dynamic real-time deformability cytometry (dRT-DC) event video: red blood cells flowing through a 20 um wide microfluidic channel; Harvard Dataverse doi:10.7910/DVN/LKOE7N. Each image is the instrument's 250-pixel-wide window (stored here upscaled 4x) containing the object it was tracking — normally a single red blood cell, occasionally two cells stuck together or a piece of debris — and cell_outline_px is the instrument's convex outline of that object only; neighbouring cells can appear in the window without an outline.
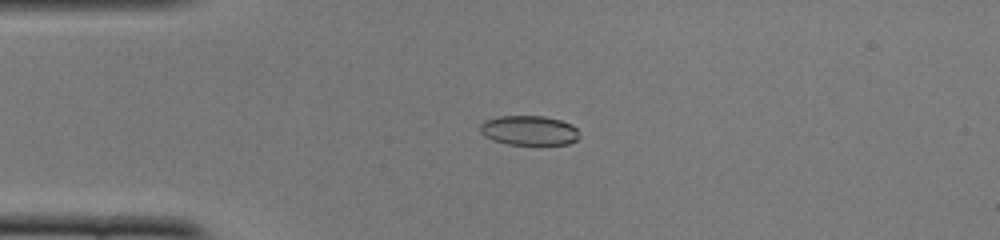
{"species": "common noctule bat (a hibernating species)", "species_latin": "Nyctalus noctula", "temperature_condition": "cold", "stored_images_in_passage": 36, "camera_frame_rate_fps": 3000, "um_per_image_px": 0.085, "animal": {"sex": "female", "body_mass_g": 22.0, "forearm_length_mm": 56.7}, "frame": {"image": 1, "passage_image": 3, "time_ms": 0.667, "image_size_px": [1000, 240], "cell_outline_px": [[576, 140], [568, 144], [508, 144], [492, 140], [484, 136], [480, 132], [480, 124], [484, 120], [500, 116], [544, 116], [560, 120], [572, 124], [576, 128]], "centroid_in_image_um": [44.91, 11.08], "position_along_channel_um": 40.1, "area_um2": 16.99}}
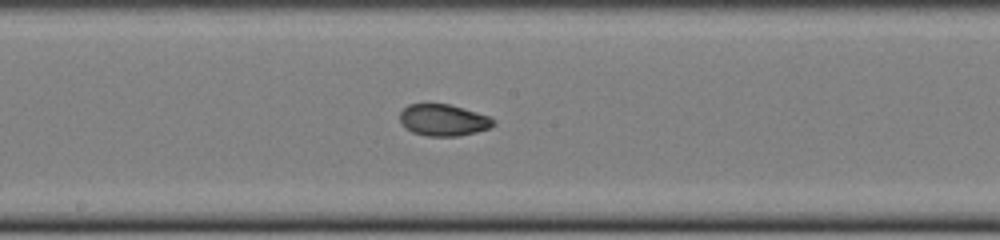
{"frame": {"image": 2, "passage_image": 18, "time_ms": 5.667, "image_size_px": [1000, 240], "cell_outline_px": [[496, 124], [492, 128], [460, 136], [428, 136], [412, 132], [404, 128], [400, 120], [400, 112], [408, 104], [448, 104], [476, 112], [488, 116], [496, 120]], "centroid_in_image_um": [37.7, 10.22], "position_along_channel_um": 210.5, "area_um2": 17.34}}
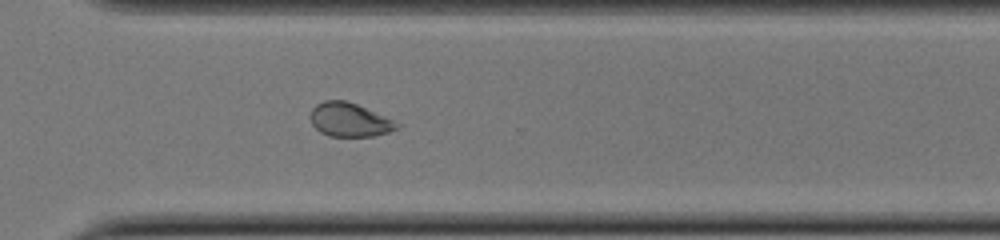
{"frame": {"image": 3, "passage_image": 28, "time_ms": 9.0, "image_size_px": [1000, 240], "cell_outline_px": [[400, 128], [376, 136], [328, 136], [320, 132], [312, 124], [312, 108], [316, 104], [324, 100], [344, 100], [356, 104], [384, 116], [400, 124]], "centroid_in_image_um": [29.71, 10.19], "position_along_channel_um": 340.9, "area_um2": 16.82}, "authors_computed_cell_mechanics": {"area_um2": 17.7157, "velocity_mm_per_s": 3.8984, "shape_relaxation_time_tau1_ms": null, "shape_relaxation_time_tau2_ms": 1.7477, "deformation_change_tau1": null, "deformation_change_tau2": 0.0577}}